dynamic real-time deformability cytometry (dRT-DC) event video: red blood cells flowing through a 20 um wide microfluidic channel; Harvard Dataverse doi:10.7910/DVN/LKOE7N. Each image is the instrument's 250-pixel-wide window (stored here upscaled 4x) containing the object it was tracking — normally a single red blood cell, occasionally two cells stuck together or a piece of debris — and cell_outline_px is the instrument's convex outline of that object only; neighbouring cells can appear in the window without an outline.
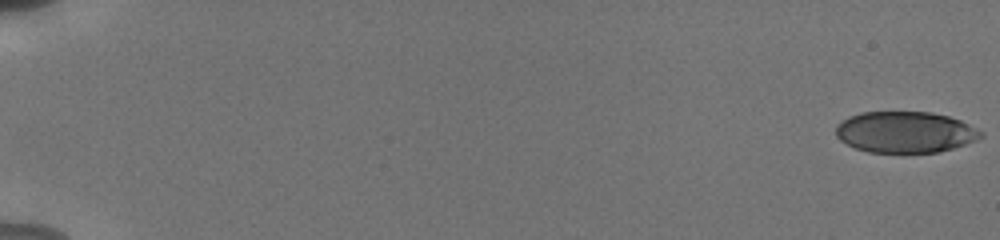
{"species": "human", "species_latin": "Homo sapiens", "temperature_condition": "cold", "stored_images_in_passage": 56, "camera_frame_rate_fps": 3000, "um_per_image_px": 0.085, "donor": {"sex": "male"}, "frame": {"image": 1, "passage_image": 1, "time_ms": 0.0, "image_size_px": [1000, 240], "cell_outline_px": [[984, 136], [976, 140], [940, 152], [868, 152], [856, 148], [840, 140], [836, 136], [836, 124], [848, 116], [860, 112], [932, 112], [948, 116], [960, 120], [984, 132]], "centroid_in_image_um": [76.93, 11.22], "position_along_channel_um": 8.1, "area_um2": 34.85}}
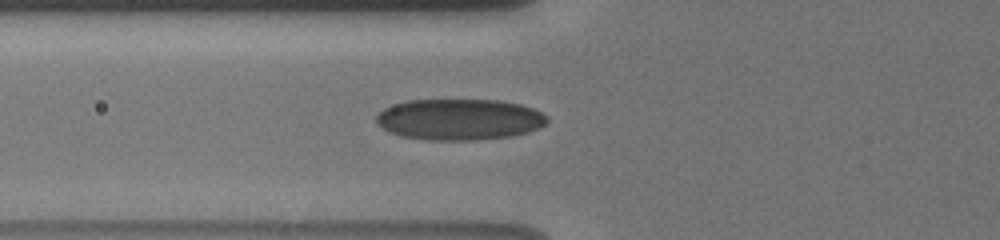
{"frame": {"image": 2, "passage_image": 23, "time_ms": 7.333, "image_size_px": [1000, 240], "cell_outline_px": [[548, 120], [544, 124], [528, 132], [512, 136], [480, 140], [424, 140], [400, 136], [376, 124], [376, 116], [384, 108], [408, 100], [500, 100], [520, 104], [532, 108], [548, 116]], "centroid_in_image_um": [39.05, 10.15], "position_along_channel_um": 86.8, "area_um2": 40.98}}
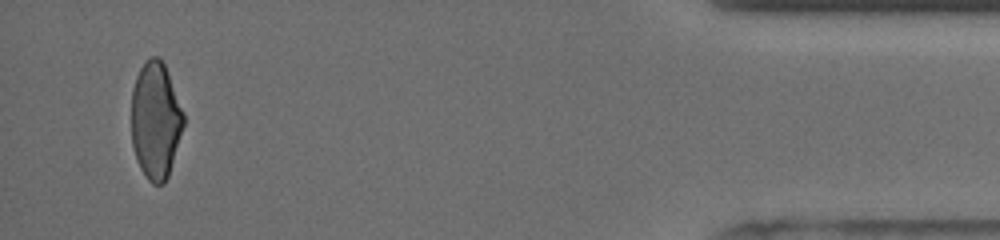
{"frame": {"image": 3, "passage_image": 54, "time_ms": 17.667, "image_size_px": [1000, 240], "cell_outline_px": [[184, 124], [168, 176], [164, 184], [152, 184], [148, 180], [140, 168], [136, 160], [132, 144], [132, 88], [136, 76], [144, 60], [152, 56], [160, 56], [164, 64], [184, 112]], "centroid_in_image_um": [13.21, 10.22], "position_along_channel_um": 422.0, "area_um2": 35.6}, "authors_computed_cell_mechanics": {"area_um2": 38.3503, "velocity_mm_per_s": 3.8373, "shape_relaxation_time_tau1_ms": 7.2009, "shape_relaxation_time_tau2_ms": 1.513, "deformation_change_tau1": 0.1689, "deformation_change_tau2": 0.0765}}